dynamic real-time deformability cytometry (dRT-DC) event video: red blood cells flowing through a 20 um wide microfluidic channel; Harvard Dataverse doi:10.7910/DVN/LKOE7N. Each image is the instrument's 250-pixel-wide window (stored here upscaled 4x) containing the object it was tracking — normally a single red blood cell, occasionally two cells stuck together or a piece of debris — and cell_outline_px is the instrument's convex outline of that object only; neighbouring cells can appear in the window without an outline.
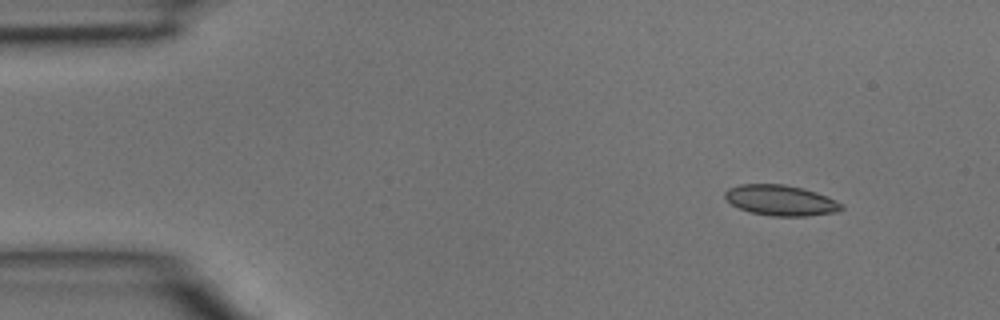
{"species": "common noctule bat (a hibernating species)", "species_latin": "Nyctalus noctula", "temperature_condition": "room temperature", "stored_images_in_passage": 3, "camera_frame_rate_fps": 3000, "um_per_image_px": 0.085, "animal": {"sex": "male", "body_mass_g": 15.6}, "frame": {"image": 1, "passage_image": 1, "time_ms": 0.0, "image_size_px": [1000, 320], "cell_outline_px": [[844, 208], [836, 212], [808, 216], [772, 216], [748, 212], [732, 204], [724, 196], [724, 192], [728, 188], [740, 184], [784, 184], [804, 188], [816, 192], [836, 200], [844, 204]], "centroid_in_image_um": [66.38, 17.03], "position_along_channel_um": 18.6, "area_um2": 20.87}}
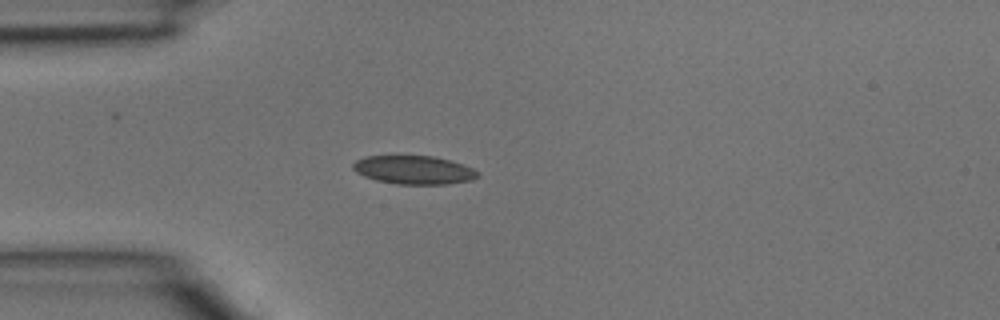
{"frame": {"image": 2, "passage_image": 3, "time_ms": 0.667, "image_size_px": [1000, 320], "cell_outline_px": [[480, 176], [472, 180], [448, 184], [396, 184], [376, 180], [364, 176], [356, 172], [352, 168], [352, 164], [356, 160], [364, 156], [432, 156], [452, 160], [464, 164], [480, 172]], "centroid_in_image_um": [35.2, 14.44], "position_along_channel_um": 49.8, "area_um2": 20.92}}